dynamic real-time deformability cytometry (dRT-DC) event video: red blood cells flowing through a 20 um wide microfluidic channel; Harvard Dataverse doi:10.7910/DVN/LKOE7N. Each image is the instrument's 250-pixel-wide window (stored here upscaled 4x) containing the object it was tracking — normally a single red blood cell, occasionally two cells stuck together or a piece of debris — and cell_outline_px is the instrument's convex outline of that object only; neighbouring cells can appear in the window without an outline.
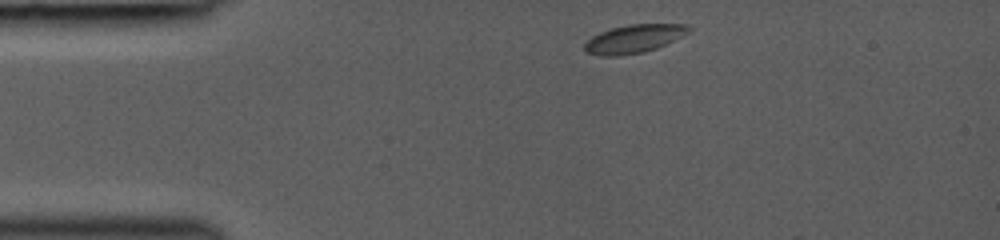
{"species": "common noctule bat (a hibernating species)", "species_latin": "Nyctalus noctula", "temperature_condition": "room temperature", "stored_images_in_passage": 4, "camera_frame_rate_fps": 3000, "um_per_image_px": 0.085, "animal": {"sex": "female", "body_mass_g": 19.0, "forearm_length_mm": 53.3}, "frame": {"image": 1, "passage_image": 1, "time_ms": 0.0, "image_size_px": [1000, 240], "cell_outline_px": [[692, 28], [688, 32], [656, 48], [644, 52], [616, 56], [600, 56], [588, 52], [584, 48], [584, 44], [592, 36], [600, 32], [612, 28], [628, 24], [684, 24]], "centroid_in_image_um": [53.85, 3.29], "position_along_channel_um": 31.2, "area_um2": 16.88}}